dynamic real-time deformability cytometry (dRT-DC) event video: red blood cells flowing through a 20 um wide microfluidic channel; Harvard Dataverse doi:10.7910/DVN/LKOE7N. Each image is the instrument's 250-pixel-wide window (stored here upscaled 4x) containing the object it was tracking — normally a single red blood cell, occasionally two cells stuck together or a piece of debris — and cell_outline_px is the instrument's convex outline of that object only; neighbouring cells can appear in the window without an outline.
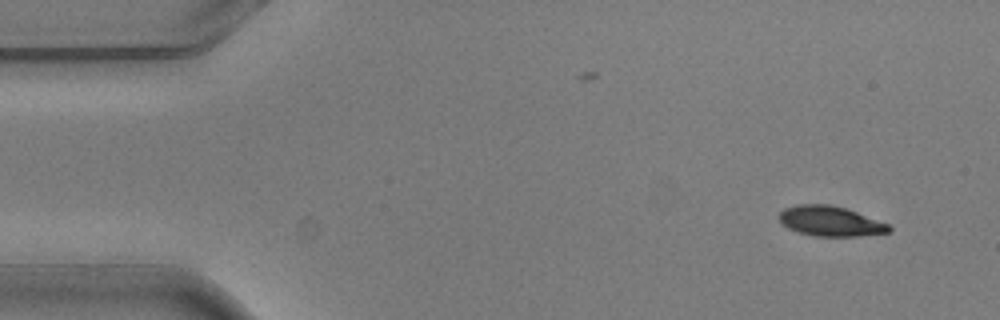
{"species": "common noctule bat (a hibernating species)", "species_latin": "Nyctalus noctula", "temperature_condition": "warm", "stored_images_in_passage": 2, "camera_frame_rate_fps": 3000, "um_per_image_px": 0.085, "animal": {"sex": "male", "body_mass_g": 20.5, "forearm_length_mm": 52.5}, "frame": {"image": 1, "passage_image": 2, "time_ms": 0.333, "image_size_px": [1000, 320], "cell_outline_px": [[892, 228], [888, 232], [860, 236], [816, 236], [800, 232], [788, 228], [776, 216], [784, 208], [796, 204], [828, 204], [844, 208], [856, 212], [888, 224]], "centroid_in_image_um": [70.54, 18.79], "position_along_channel_um": 14.5, "area_um2": 19.02}}